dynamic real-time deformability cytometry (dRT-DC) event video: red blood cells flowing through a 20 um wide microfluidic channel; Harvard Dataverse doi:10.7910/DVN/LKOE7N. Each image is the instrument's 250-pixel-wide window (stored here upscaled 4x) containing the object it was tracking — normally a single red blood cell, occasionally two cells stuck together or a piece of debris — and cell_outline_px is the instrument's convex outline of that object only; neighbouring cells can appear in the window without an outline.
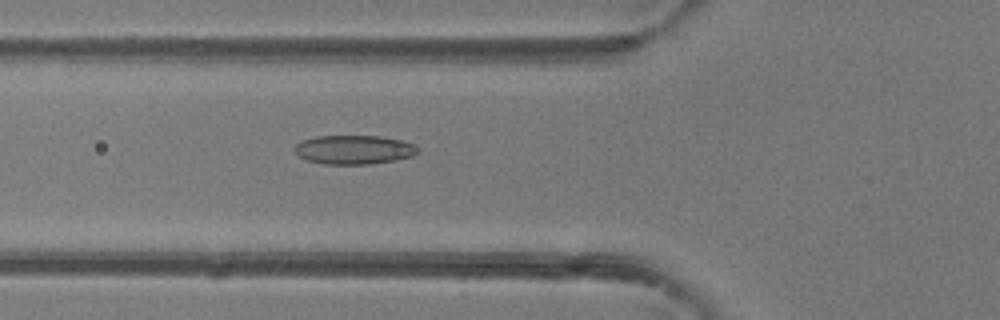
{"species": "common noctule bat (a hibernating species)", "species_latin": "Nyctalus noctula", "temperature_condition": "room temperature", "stored_images_in_passage": 35, "camera_frame_rate_fps": 3000, "um_per_image_px": 0.085, "animal": {"sex": "female"}, "frame": {"image": 1, "passage_image": 4, "time_ms": 1.0, "image_size_px": [1000, 320], "cell_outline_px": [[420, 152], [412, 156], [396, 160], [372, 164], [324, 164], [308, 160], [296, 156], [292, 148], [300, 140], [316, 136], [380, 136], [400, 140], [412, 144], [420, 148]], "centroid_in_image_um": [30.05, 12.72], "position_along_channel_um": 95.8, "area_um2": 21.1}}
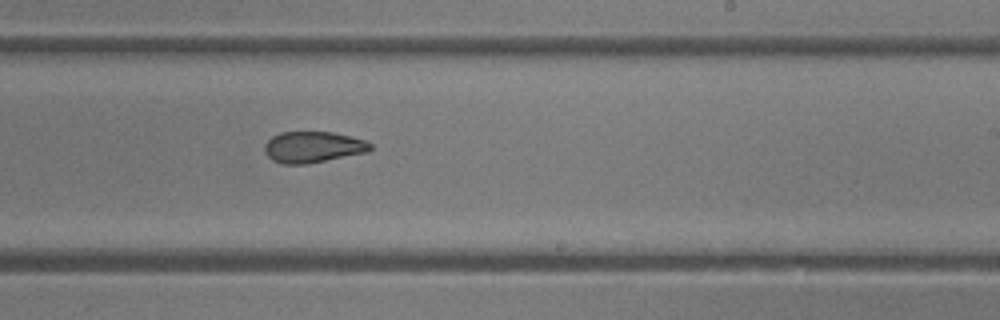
{"frame": {"image": 2, "passage_image": 16, "time_ms": 5.0, "image_size_px": [1000, 320], "cell_outline_px": [[372, 148], [368, 152], [308, 164], [284, 164], [272, 160], [264, 152], [264, 144], [272, 136], [280, 132], [332, 132], [352, 136], [364, 140], [372, 144]], "centroid_in_image_um": [26.6, 12.5], "position_along_channel_um": 262.4, "area_um2": 19.36}}
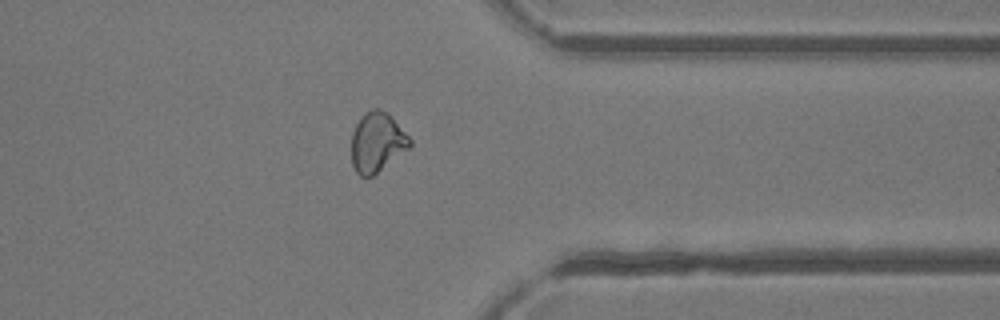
{"frame": {"image": 3, "passage_image": 25, "time_ms": 8.0, "image_size_px": [1000, 320], "cell_outline_px": [[412, 144], [408, 148], [372, 176], [360, 176], [356, 172], [352, 164], [352, 132], [360, 116], [364, 112], [372, 108], [380, 108], [388, 112], [392, 116], [412, 140]], "centroid_in_image_um": [32.04, 12.04], "position_along_channel_um": 379.4, "area_um2": 20.29}, "authors_computed_cell_mechanics": {"area_um2": 20.5768, "velocity_mm_per_s": 4.1514, "shape_relaxation_time_tau1_ms": 8.9118, "shape_relaxation_time_tau2_ms": 2.1215, "deformation_change_tau1": 0.1947, "deformation_change_tau2": 0.0824}}